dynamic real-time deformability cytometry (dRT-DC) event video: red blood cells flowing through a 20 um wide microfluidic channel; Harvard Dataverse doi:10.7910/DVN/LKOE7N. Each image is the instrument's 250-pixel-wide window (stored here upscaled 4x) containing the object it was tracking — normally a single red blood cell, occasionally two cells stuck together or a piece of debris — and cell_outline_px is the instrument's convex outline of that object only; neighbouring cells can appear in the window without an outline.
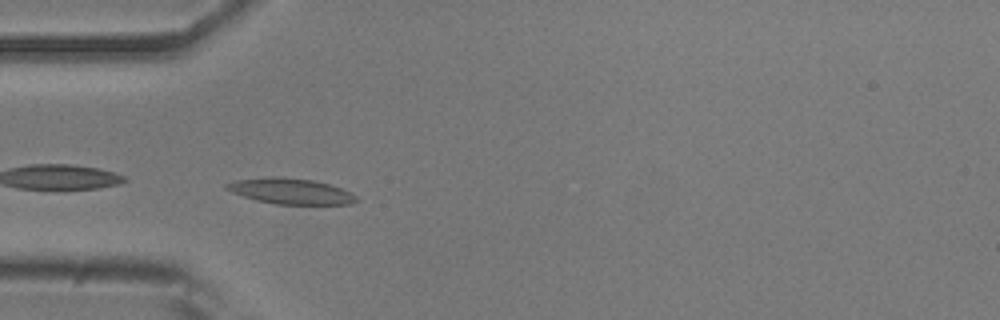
{"species": "common noctule bat (a hibernating species)", "species_latin": "Nyctalus noctula", "temperature_condition": "room temperature", "stored_images_in_passage": 39, "camera_frame_rate_fps": 3000, "um_per_image_px": 0.085, "animal": {"sex": "male", "body_mass_g": 20.5, "forearm_length_mm": 52.5}, "frame": {"image": 1, "passage_image": 1, "time_ms": 0.0, "image_size_px": [1000, 320], "cell_outline_px": [[356, 200], [352, 204], [276, 204], [256, 200], [232, 192], [224, 188], [224, 184], [236, 180], [272, 176], [284, 176], [312, 180], [328, 184], [352, 192], [356, 196]], "centroid_in_image_um": [24.68, 16.24], "position_along_channel_um": 60.3, "area_um2": 19.42}}
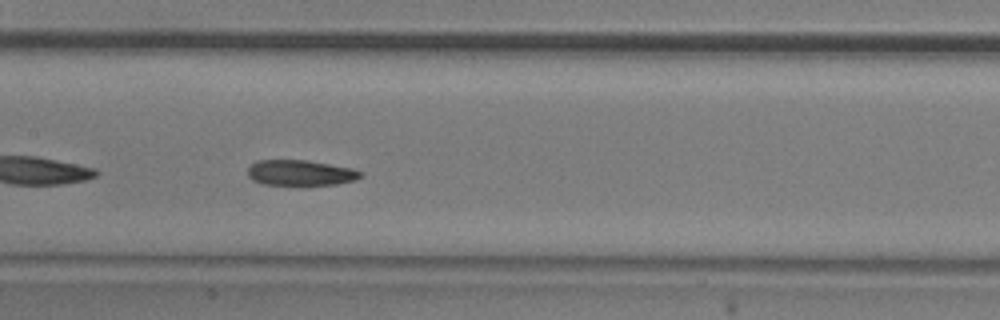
{"frame": {"image": 2, "passage_image": 11, "time_ms": 3.333, "image_size_px": [1000, 320], "cell_outline_px": [[364, 176], [356, 180], [336, 184], [264, 184], [252, 180], [248, 176], [248, 168], [256, 160], [308, 160], [352, 168], [360, 172]], "centroid_in_image_um": [25.54, 14.67], "position_along_channel_um": 181.9, "area_um2": 16.65}}
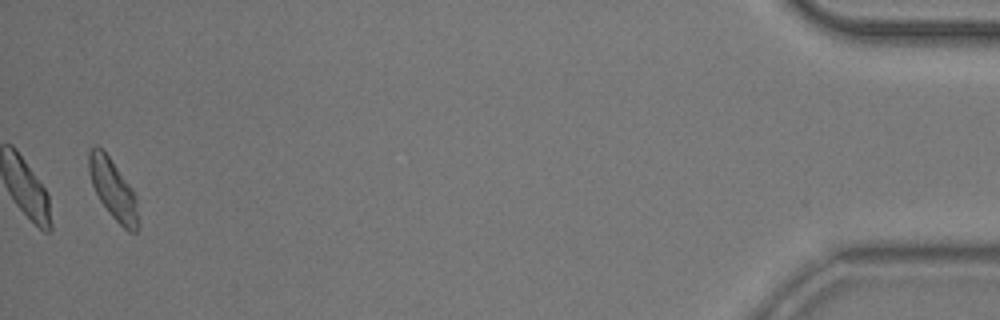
{"frame": {"image": 3, "passage_image": 38, "time_ms": 12.333, "image_size_px": [1000, 320], "cell_outline_px": [[140, 228], [136, 232], [128, 232], [108, 212], [100, 200], [92, 184], [88, 172], [88, 152], [96, 144], [108, 156], [132, 188], [136, 196], [140, 224]], "centroid_in_image_um": [9.64, 16.14], "position_along_channel_um": 425.6, "area_um2": 17.28}, "authors_computed_cell_mechanics": {"area_um2": 17.629, "velocity_mm_per_s": 3.6944, "shape_relaxation_time_tau1_ms": 3.4416, "shape_relaxation_time_tau2_ms": 4.6861, "deformation_change_tau1": 0.0993, "deformation_change_tau2": 0.1129}}